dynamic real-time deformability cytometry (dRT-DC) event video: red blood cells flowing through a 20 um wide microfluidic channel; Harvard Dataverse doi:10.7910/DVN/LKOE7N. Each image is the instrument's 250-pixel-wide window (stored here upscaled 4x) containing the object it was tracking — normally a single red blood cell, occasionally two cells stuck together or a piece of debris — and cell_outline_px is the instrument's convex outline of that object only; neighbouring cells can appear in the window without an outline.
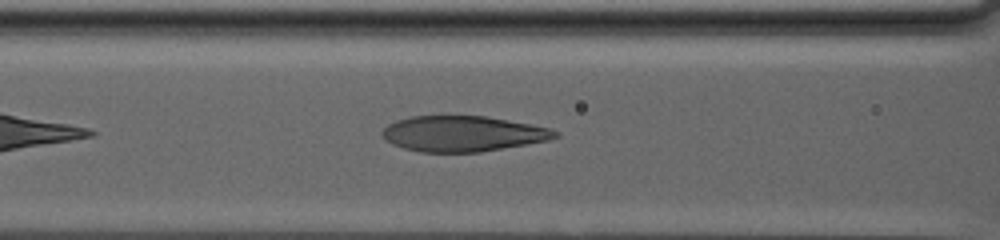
{"species": "human", "species_latin": "Homo sapiens", "temperature_condition": "warm", "stored_images_in_passage": 48, "camera_frame_rate_fps": 3000, "um_per_image_px": 0.085, "donor": {"sex": "male"}, "frame": {"image": 1, "passage_image": 10, "time_ms": 3.0, "image_size_px": [1000, 240], "cell_outline_px": [[560, 136], [548, 140], [528, 144], [480, 152], [420, 152], [404, 148], [392, 144], [380, 132], [388, 124], [396, 120], [412, 116], [440, 112], [484, 116], [508, 120], [548, 128], [560, 132]], "centroid_in_image_um": [39.3, 11.32], "position_along_channel_um": 127.3, "area_um2": 36.7}}
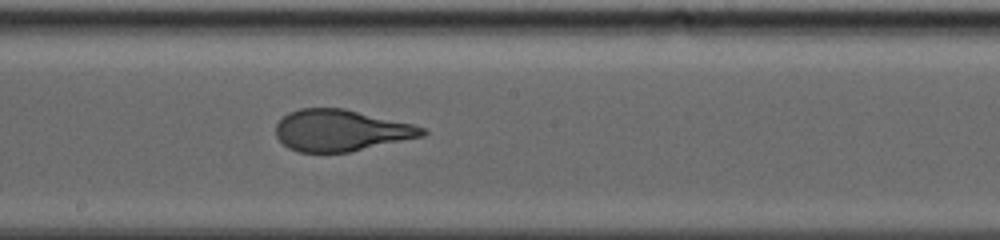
{"frame": {"image": 2, "passage_image": 21, "time_ms": 6.667, "image_size_px": [1000, 240], "cell_outline_px": [[428, 132], [424, 136], [348, 152], [296, 152], [288, 148], [276, 136], [276, 124], [288, 112], [300, 108], [344, 108], [412, 124], [424, 128]], "centroid_in_image_um": [28.96, 11.08], "position_along_channel_um": 219.2, "area_um2": 35.26}}
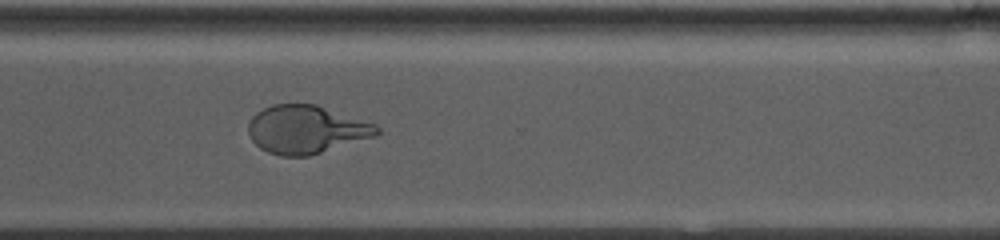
{"frame": {"image": 3, "passage_image": 36, "time_ms": 11.667, "image_size_px": [1000, 240], "cell_outline_px": [[380, 132], [376, 136], [308, 156], [280, 156], [268, 152], [260, 148], [252, 140], [248, 132], [248, 124], [252, 116], [256, 112], [272, 104], [316, 104], [376, 124], [380, 128]], "centroid_in_image_um": [26.02, 11.0], "position_along_channel_um": 344.6, "area_um2": 36.07}}